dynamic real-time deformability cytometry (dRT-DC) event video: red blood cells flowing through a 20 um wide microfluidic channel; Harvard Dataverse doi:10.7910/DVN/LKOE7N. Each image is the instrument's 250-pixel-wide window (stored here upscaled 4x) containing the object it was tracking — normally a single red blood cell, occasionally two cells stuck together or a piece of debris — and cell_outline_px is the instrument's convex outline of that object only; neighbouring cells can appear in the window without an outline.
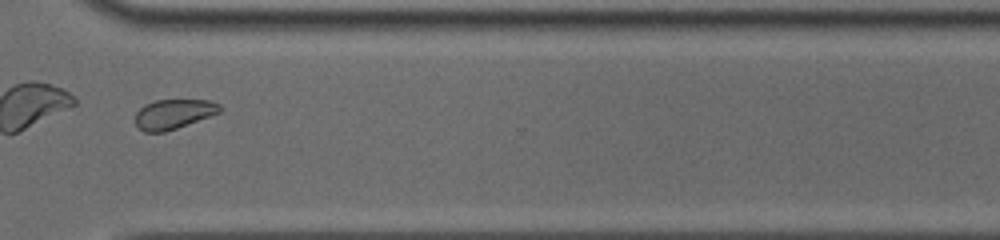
{"species": "common noctule bat (a hibernating species)", "species_latin": "Nyctalus noctula", "temperature_condition": "cold", "stored_images_in_passage": 31, "camera_frame_rate_fps": 3000, "um_per_image_px": 0.085, "animal": {"sex": "male", "body_mass_g": 19.0, "forearm_length_mm": 50.8}, "frame": {"image": 1, "passage_image": 22, "time_ms": 7.0, "image_size_px": [1000, 240], "cell_outline_px": [[224, 108], [220, 112], [176, 128], [164, 132], [144, 132], [136, 124], [136, 112], [144, 104], [156, 100], [208, 100], [220, 104]], "centroid_in_image_um": [14.76, 9.68], "position_along_channel_um": 355.8, "area_um2": 14.51}}